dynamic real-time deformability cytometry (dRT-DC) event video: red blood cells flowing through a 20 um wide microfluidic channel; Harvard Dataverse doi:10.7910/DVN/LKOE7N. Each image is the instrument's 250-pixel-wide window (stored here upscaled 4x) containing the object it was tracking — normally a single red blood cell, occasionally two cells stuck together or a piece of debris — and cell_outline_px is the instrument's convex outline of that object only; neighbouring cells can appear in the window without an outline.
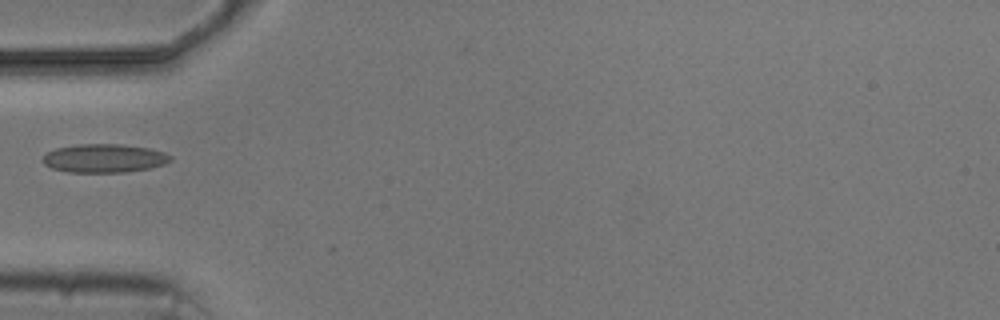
{"species": "common noctule bat (a hibernating species)", "species_latin": "Nyctalus noctula", "temperature_condition": "cold", "stored_images_in_passage": 3, "camera_frame_rate_fps": 3000, "um_per_image_px": 0.085, "animal": {"sex": "male", "body_mass_g": 20.5, "forearm_length_mm": 52.5}, "frame": {"image": 1, "passage_image": 3, "time_ms": 3.333, "image_size_px": [1000, 320], "cell_outline_px": [[172, 160], [164, 164], [152, 168], [124, 172], [68, 172], [52, 168], [44, 164], [40, 160], [48, 152], [56, 148], [76, 144], [120, 144], [148, 148], [164, 152], [172, 156]], "centroid_in_image_um": [8.86, 13.45], "position_along_channel_um": 76.1, "area_um2": 21.33}}